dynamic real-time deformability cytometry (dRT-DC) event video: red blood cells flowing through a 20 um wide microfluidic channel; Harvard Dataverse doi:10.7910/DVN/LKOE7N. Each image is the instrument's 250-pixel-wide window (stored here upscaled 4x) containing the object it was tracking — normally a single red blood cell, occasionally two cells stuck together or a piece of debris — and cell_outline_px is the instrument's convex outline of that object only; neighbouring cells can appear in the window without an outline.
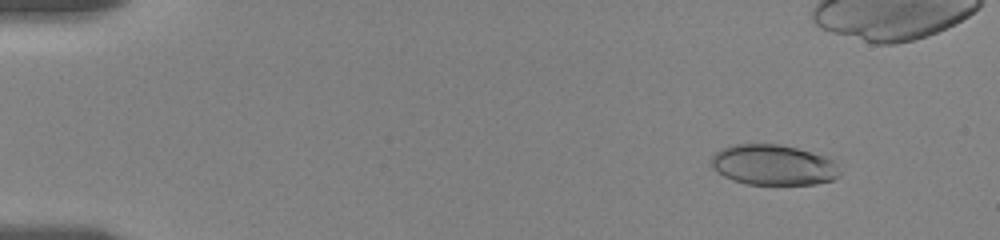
{"species": "human", "species_latin": "Homo sapiens", "temperature_condition": "room temperature", "stored_images_in_passage": 31, "camera_frame_rate_fps": 3000, "um_per_image_px": 0.085, "donor": {"sex": "female"}, "frame": {"image": 1, "passage_image": 3, "time_ms": 1.333, "image_size_px": [1000, 240], "cell_outline_px": [[840, 176], [832, 180], [816, 184], [744, 184], [732, 180], [724, 176], [712, 168], [712, 156], [716, 152], [724, 148], [736, 144], [780, 144], [796, 148], [824, 156], [832, 160], [836, 164], [840, 172]], "centroid_in_image_um": [65.74, 14.03], "position_along_channel_um": 19.3, "area_um2": 30.17}}
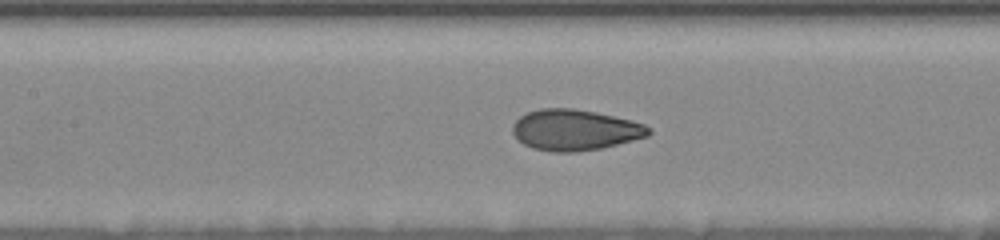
{"frame": {"image": 2, "passage_image": 17, "time_ms": 8.333, "image_size_px": [1000, 240], "cell_outline_px": [[652, 132], [648, 136], [600, 148], [576, 152], [552, 152], [532, 148], [516, 140], [512, 132], [512, 124], [520, 116], [528, 112], [540, 108], [572, 108], [596, 112], [632, 120], [644, 124], [652, 128]], "centroid_in_image_um": [48.85, 11.04], "position_along_channel_um": 158.6, "area_um2": 32.6}}
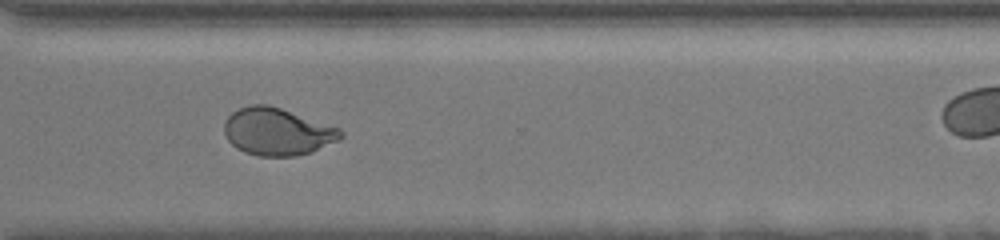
{"frame": {"image": 3, "passage_image": 26, "time_ms": 13.667, "image_size_px": [1000, 240], "cell_outline_px": [[344, 136], [312, 152], [296, 156], [260, 156], [244, 152], [236, 148], [228, 140], [224, 132], [224, 120], [232, 112], [240, 108], [252, 104], [268, 104], [340, 128], [344, 132]], "centroid_in_image_um": [23.54, 11.19], "position_along_channel_um": 347.1, "area_um2": 32.02}}